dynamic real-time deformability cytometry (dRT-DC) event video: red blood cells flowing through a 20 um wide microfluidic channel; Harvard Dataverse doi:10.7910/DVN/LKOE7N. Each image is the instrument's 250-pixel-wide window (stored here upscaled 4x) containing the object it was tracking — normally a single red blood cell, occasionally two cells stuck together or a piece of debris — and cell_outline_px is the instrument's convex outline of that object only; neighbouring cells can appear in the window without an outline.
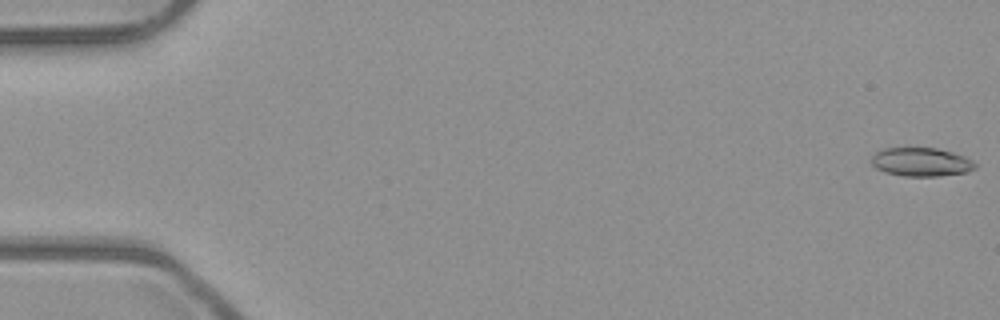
{"species": "common noctule bat (a hibernating species)", "species_latin": "Nyctalus noctula", "temperature_condition": "room temperature", "stored_images_in_passage": 53, "camera_frame_rate_fps": 3000, "um_per_image_px": 0.085, "animal": {"sex": "male", "body_mass_g": 23.1, "forearm_length_mm": 52.7}, "frame": {"image": 1, "passage_image": 1, "time_ms": 0.0, "image_size_px": [1000, 320], "cell_outline_px": [[976, 168], [968, 172], [940, 176], [904, 176], [884, 172], [876, 168], [868, 160], [876, 152], [884, 148], [936, 148], [952, 152], [964, 156], [972, 160], [976, 164]], "centroid_in_image_um": [78.28, 13.77], "position_along_channel_um": 6.7, "area_um2": 17.46}}
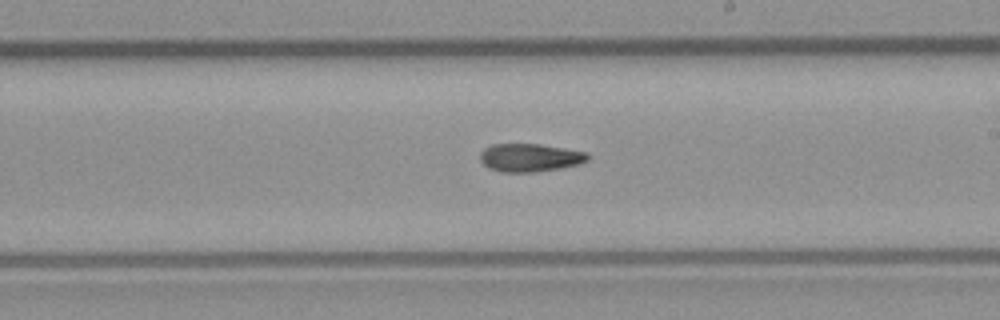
{"frame": {"image": 2, "passage_image": 31, "time_ms": 10.0, "image_size_px": [1000, 320], "cell_outline_px": [[588, 160], [580, 164], [560, 168], [536, 172], [500, 172], [488, 168], [480, 160], [480, 152], [484, 148], [492, 144], [540, 144], [588, 152]], "centroid_in_image_um": [45.03, 13.4], "position_along_channel_um": 244.0, "area_um2": 17.74}}
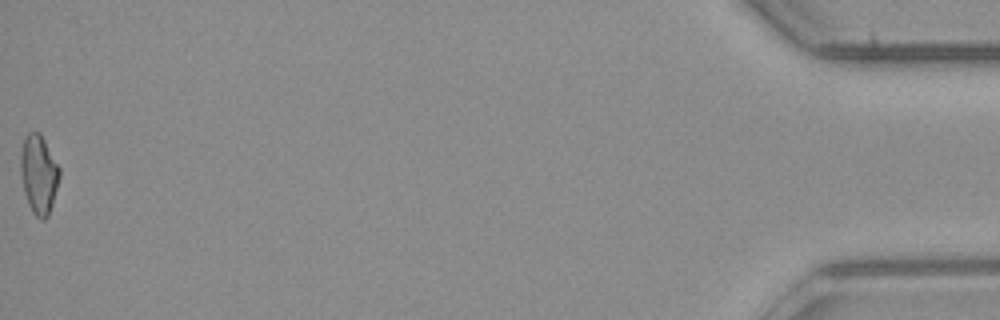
{"frame": {"image": 3, "passage_image": 53, "time_ms": 17.333, "image_size_px": [1000, 320], "cell_outline_px": [[60, 176], [52, 204], [48, 216], [44, 220], [40, 220], [32, 212], [28, 204], [24, 192], [20, 172], [20, 156], [24, 136], [28, 132], [40, 132], [60, 168]], "centroid_in_image_um": [3.28, 14.81], "position_along_channel_um": 431.9, "area_um2": 17.98}}